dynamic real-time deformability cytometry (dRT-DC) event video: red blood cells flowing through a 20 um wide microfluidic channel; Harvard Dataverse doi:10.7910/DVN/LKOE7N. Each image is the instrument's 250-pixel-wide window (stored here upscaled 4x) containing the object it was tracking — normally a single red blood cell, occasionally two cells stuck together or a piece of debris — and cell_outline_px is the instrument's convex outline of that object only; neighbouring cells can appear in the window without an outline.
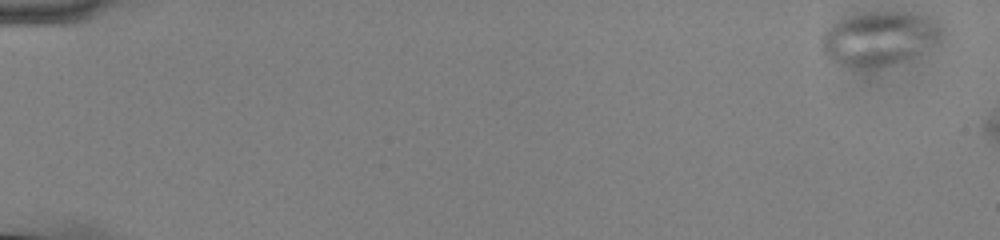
{"species": "common noctule bat (a hibernating species)", "species_latin": "Nyctalus noctula", "temperature_condition": "cold", "stored_images_in_passage": 8, "camera_frame_rate_fps": 3000, "um_per_image_px": 0.085, "animal": {"sex": "male", "body_mass_g": 13.0, "forearm_length_mm": 53.1}, "frame": {"image": 1, "passage_image": 1, "time_ms": 0.0, "image_size_px": [1000, 240], "cell_outline_px": [[940, 40], [912, 56], [888, 64], [840, 64], [824, 56], [820, 48], [820, 36], [832, 24], [840, 20], [852, 16], [884, 12], [888, 12], [924, 16], [940, 28]], "centroid_in_image_um": [74.63, 3.25], "position_along_channel_um": 10.4, "area_um2": 35.55}}